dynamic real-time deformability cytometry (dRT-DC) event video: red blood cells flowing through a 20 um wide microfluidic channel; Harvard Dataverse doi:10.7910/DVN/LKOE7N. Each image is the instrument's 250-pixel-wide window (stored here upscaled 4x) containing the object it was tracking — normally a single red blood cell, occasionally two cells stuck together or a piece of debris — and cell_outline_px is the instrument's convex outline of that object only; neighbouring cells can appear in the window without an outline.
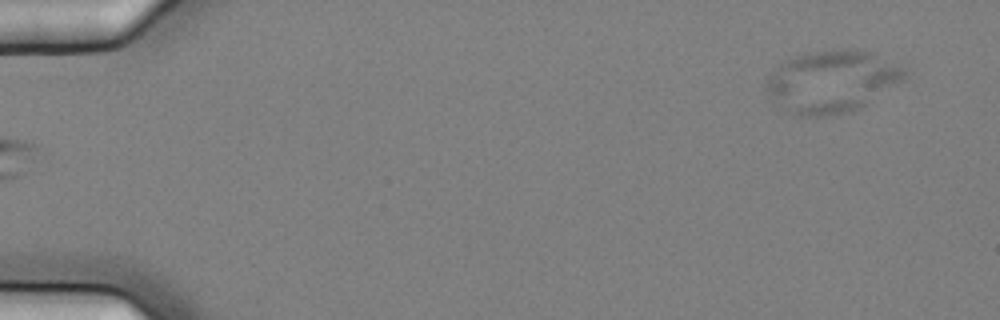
{"species": "common noctule bat (a hibernating species)", "species_latin": "Nyctalus noctula", "temperature_condition": "cold", "stored_images_in_passage": 2, "camera_frame_rate_fps": 3000, "um_per_image_px": 0.085, "animal": {"sex": "female", "body_mass_g": 25.1}, "frame": {"image": 1, "passage_image": 2, "time_ms": 0.333, "image_size_px": [1000, 320], "cell_outline_px": [[908, 76], [904, 80], [860, 108], [848, 112], [832, 116], [796, 116], [772, 104], [764, 88], [764, 84], [768, 76], [784, 60], [792, 56], [804, 52], [836, 48], [848, 48], [876, 52], [908, 64]], "centroid_in_image_um": [70.75, 6.89], "position_along_channel_um": 14.3, "area_um2": 52.19}}